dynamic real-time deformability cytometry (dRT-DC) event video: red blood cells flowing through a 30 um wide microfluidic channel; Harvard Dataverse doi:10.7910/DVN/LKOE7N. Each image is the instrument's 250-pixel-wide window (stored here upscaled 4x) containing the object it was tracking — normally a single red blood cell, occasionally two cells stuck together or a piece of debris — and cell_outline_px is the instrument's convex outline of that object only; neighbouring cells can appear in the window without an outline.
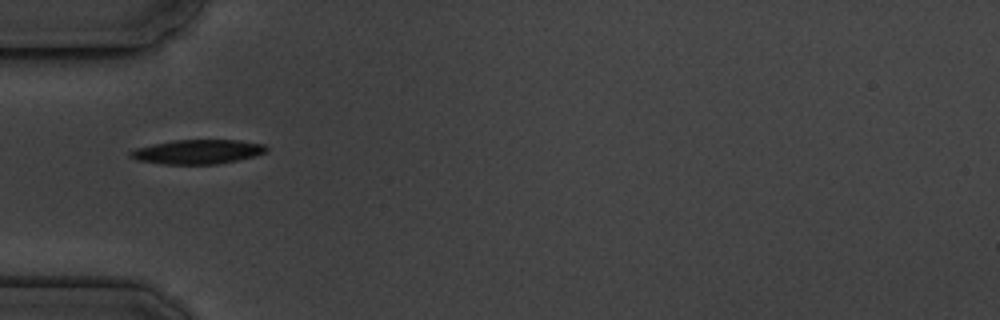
{"species": "common noctule bat (a hibernating species)", "species_latin": "Nyctalus noctula", "temperature_condition": "cold", "stored_images_in_passage": 11, "camera_frame_rate_fps": 3000, "um_per_image_px": 0.085, "animal": {"sex": "male", "body_mass_g": 19.5, "forearm_length_mm": 54.6}, "frame": {"image": 1, "passage_image": 1, "time_ms": 0.0, "image_size_px": [1000, 320], "cell_outline_px": [[268, 152], [256, 156], [216, 164], [160, 164], [136, 160], [128, 156], [128, 152], [136, 148], [172, 140], [240, 140], [264, 144], [268, 148]], "centroid_in_image_um": [16.8, 12.9], "position_along_channel_um": 68.2, "area_um2": 19.42}}
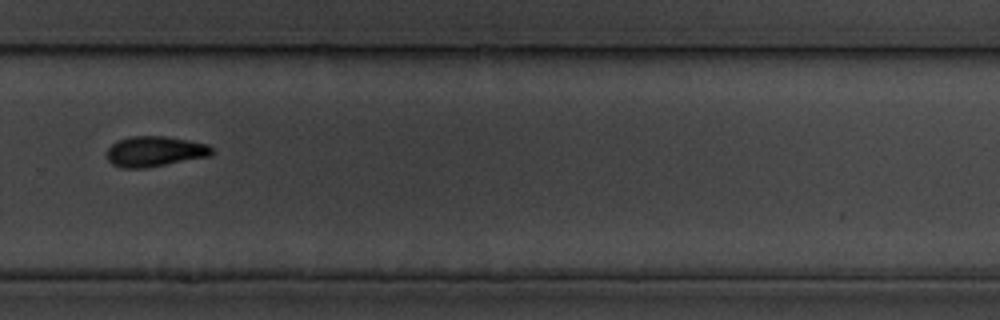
{"frame": {"image": 2, "passage_image": 7, "time_ms": 7.0, "image_size_px": [1000, 320], "cell_outline_px": [[212, 156], [144, 168], [124, 168], [112, 164], [108, 160], [108, 148], [116, 140], [132, 136], [164, 136], [188, 140], [208, 144], [212, 148]], "centroid_in_image_um": [13.17, 12.87], "position_along_channel_um": 316.6, "area_um2": 18.55}}
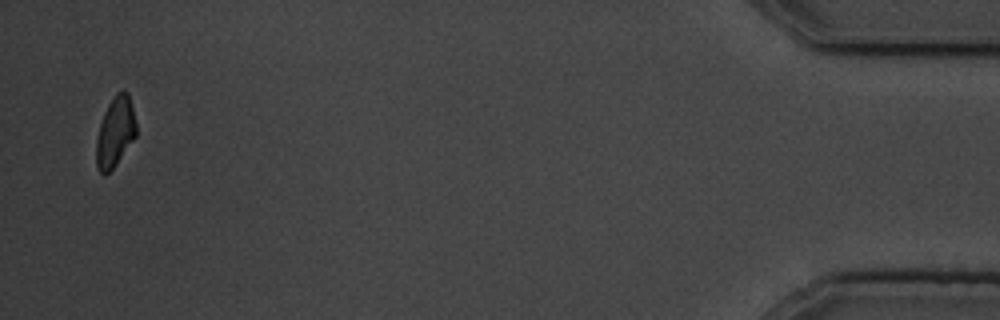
{"frame": {"image": 3, "passage_image": 11, "time_ms": 12.333, "image_size_px": [1000, 320], "cell_outline_px": [[136, 136], [116, 164], [104, 176], [100, 172], [96, 164], [96, 140], [100, 124], [104, 112], [108, 104], [116, 92], [124, 88], [128, 92], [136, 124]], "centroid_in_image_um": [9.79, 11.19], "position_along_channel_um": 425.4, "area_um2": 16.24}, "authors_computed_cell_mechanics": {"area_um2": 18.9584, "velocity_mm_per_s": 3.5538, "shape_relaxation_time_tau1_ms": 2.9544, "shape_relaxation_time_tau2_ms": null, "deformation_change_tau1": 0.0935, "deformation_change_tau2": null}}